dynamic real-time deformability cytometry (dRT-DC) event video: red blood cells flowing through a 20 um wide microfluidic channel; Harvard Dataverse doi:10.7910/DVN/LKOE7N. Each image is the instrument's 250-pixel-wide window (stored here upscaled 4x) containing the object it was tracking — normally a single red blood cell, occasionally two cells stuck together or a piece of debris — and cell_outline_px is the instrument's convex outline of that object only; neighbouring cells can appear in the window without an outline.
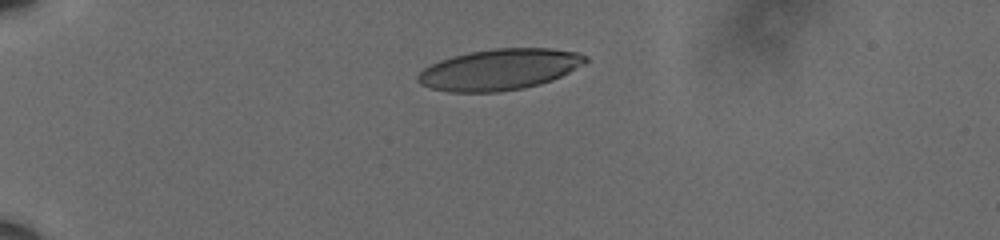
{"species": "human", "species_latin": "Homo sapiens", "temperature_condition": "cold", "stored_images_in_passage": 41, "camera_frame_rate_fps": 3000, "um_per_image_px": 0.085, "donor": {"sex": "male"}, "frame": {"image": 1, "passage_image": 1, "time_ms": 0.0, "image_size_px": [1000, 240], "cell_outline_px": [[588, 60], [584, 64], [552, 80], [540, 84], [524, 88], [500, 92], [448, 92], [432, 88], [420, 84], [416, 80], [416, 76], [424, 68], [440, 60], [452, 56], [468, 52], [496, 48], [552, 48], [580, 52], [588, 56]], "centroid_in_image_um": [42.47, 5.9], "position_along_channel_um": 42.5, "area_um2": 40.29}}
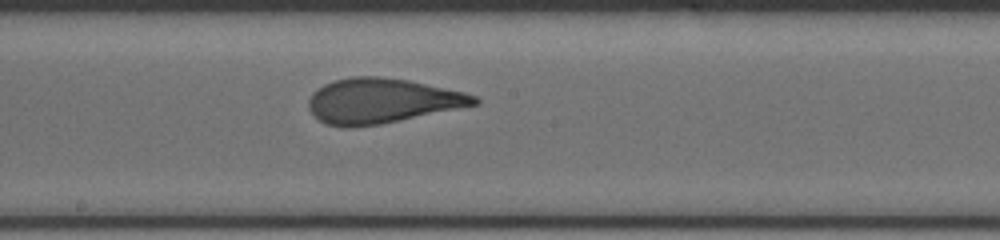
{"frame": {"image": 2, "passage_image": 20, "time_ms": 6.333, "image_size_px": [1000, 240], "cell_outline_px": [[480, 104], [380, 124], [352, 128], [344, 128], [324, 124], [308, 108], [308, 100], [312, 92], [324, 84], [336, 80], [352, 76], [380, 76], [408, 80], [464, 92], [476, 96], [480, 100]], "centroid_in_image_um": [32.43, 8.58], "position_along_channel_um": 215.8, "area_um2": 43.41}}
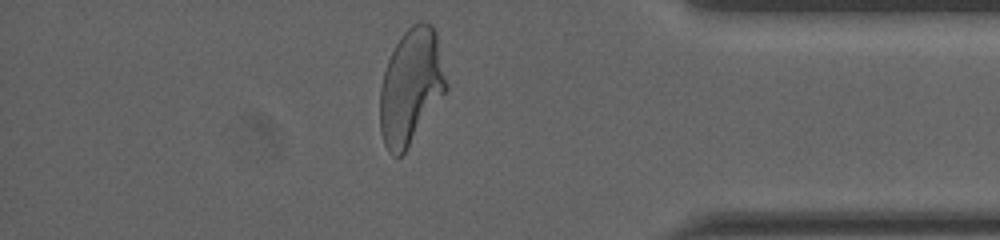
{"frame": {"image": 3, "passage_image": 37, "time_ms": 12.0, "image_size_px": [1000, 240], "cell_outline_px": [[448, 88], [404, 152], [400, 156], [396, 156], [388, 152], [384, 144], [380, 132], [380, 88], [384, 72], [388, 60], [400, 36], [412, 24], [420, 20], [424, 20], [432, 24], [436, 32], [448, 84]], "centroid_in_image_um": [34.93, 7.32], "position_along_channel_um": 400.3, "area_um2": 44.33}, "authors_computed_cell_mechanics": {"area_um2": 43.1188, "velocity_mm_per_s": 3.5985, "shape_relaxation_time_tau1_ms": 4.5548, "shape_relaxation_time_tau2_ms": 0.7877, "deformation_change_tau1": 0.2031, "deformation_change_tau2": 0.0848}}